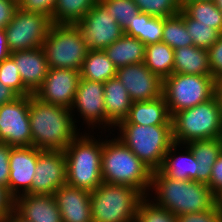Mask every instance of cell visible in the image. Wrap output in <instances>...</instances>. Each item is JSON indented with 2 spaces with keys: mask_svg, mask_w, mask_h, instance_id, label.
I'll return each instance as SVG.
<instances>
[{
  "mask_svg": "<svg viewBox=\"0 0 222 222\" xmlns=\"http://www.w3.org/2000/svg\"><path fill=\"white\" fill-rule=\"evenodd\" d=\"M70 109L45 103L29 95L32 146L41 150L64 151L80 133Z\"/></svg>",
  "mask_w": 222,
  "mask_h": 222,
  "instance_id": "6da1fadb",
  "label": "cell"
},
{
  "mask_svg": "<svg viewBox=\"0 0 222 222\" xmlns=\"http://www.w3.org/2000/svg\"><path fill=\"white\" fill-rule=\"evenodd\" d=\"M151 189L157 195L152 199L156 203L152 202L167 209L176 217L187 213L203 212L216 206V197L207 184L173 179L160 169L152 171Z\"/></svg>",
  "mask_w": 222,
  "mask_h": 222,
  "instance_id": "7a4b0ae2",
  "label": "cell"
},
{
  "mask_svg": "<svg viewBox=\"0 0 222 222\" xmlns=\"http://www.w3.org/2000/svg\"><path fill=\"white\" fill-rule=\"evenodd\" d=\"M101 173L103 182L126 185L150 196L152 170L118 137L102 140Z\"/></svg>",
  "mask_w": 222,
  "mask_h": 222,
  "instance_id": "3957f363",
  "label": "cell"
},
{
  "mask_svg": "<svg viewBox=\"0 0 222 222\" xmlns=\"http://www.w3.org/2000/svg\"><path fill=\"white\" fill-rule=\"evenodd\" d=\"M84 133L78 134L63 151L66 159V184L91 192L103 182L102 140Z\"/></svg>",
  "mask_w": 222,
  "mask_h": 222,
  "instance_id": "277c9868",
  "label": "cell"
},
{
  "mask_svg": "<svg viewBox=\"0 0 222 222\" xmlns=\"http://www.w3.org/2000/svg\"><path fill=\"white\" fill-rule=\"evenodd\" d=\"M118 138L152 171L159 170L174 144L172 125H138L122 120Z\"/></svg>",
  "mask_w": 222,
  "mask_h": 222,
  "instance_id": "5b68a950",
  "label": "cell"
},
{
  "mask_svg": "<svg viewBox=\"0 0 222 222\" xmlns=\"http://www.w3.org/2000/svg\"><path fill=\"white\" fill-rule=\"evenodd\" d=\"M174 143L222 137V114L217 93L209 100L175 113L172 118Z\"/></svg>",
  "mask_w": 222,
  "mask_h": 222,
  "instance_id": "8992f818",
  "label": "cell"
},
{
  "mask_svg": "<svg viewBox=\"0 0 222 222\" xmlns=\"http://www.w3.org/2000/svg\"><path fill=\"white\" fill-rule=\"evenodd\" d=\"M145 197L136 188L102 182L90 192L92 222H131Z\"/></svg>",
  "mask_w": 222,
  "mask_h": 222,
  "instance_id": "52a82bcc",
  "label": "cell"
},
{
  "mask_svg": "<svg viewBox=\"0 0 222 222\" xmlns=\"http://www.w3.org/2000/svg\"><path fill=\"white\" fill-rule=\"evenodd\" d=\"M49 68L80 71L89 52L81 30L76 24H55L42 45Z\"/></svg>",
  "mask_w": 222,
  "mask_h": 222,
  "instance_id": "ba28073f",
  "label": "cell"
},
{
  "mask_svg": "<svg viewBox=\"0 0 222 222\" xmlns=\"http://www.w3.org/2000/svg\"><path fill=\"white\" fill-rule=\"evenodd\" d=\"M219 84L209 75L173 73L163 79L162 95L171 117L184 109L192 108L211 99Z\"/></svg>",
  "mask_w": 222,
  "mask_h": 222,
  "instance_id": "9c48e42d",
  "label": "cell"
},
{
  "mask_svg": "<svg viewBox=\"0 0 222 222\" xmlns=\"http://www.w3.org/2000/svg\"><path fill=\"white\" fill-rule=\"evenodd\" d=\"M51 25L48 16L17 8L4 28L10 52L42 47Z\"/></svg>",
  "mask_w": 222,
  "mask_h": 222,
  "instance_id": "30bf717a",
  "label": "cell"
},
{
  "mask_svg": "<svg viewBox=\"0 0 222 222\" xmlns=\"http://www.w3.org/2000/svg\"><path fill=\"white\" fill-rule=\"evenodd\" d=\"M0 143L10 147L32 146L29 95L18 96L0 106Z\"/></svg>",
  "mask_w": 222,
  "mask_h": 222,
  "instance_id": "8fae6325",
  "label": "cell"
},
{
  "mask_svg": "<svg viewBox=\"0 0 222 222\" xmlns=\"http://www.w3.org/2000/svg\"><path fill=\"white\" fill-rule=\"evenodd\" d=\"M81 30L89 50H104L124 35V29L110 16L98 1L76 24Z\"/></svg>",
  "mask_w": 222,
  "mask_h": 222,
  "instance_id": "7c38bea8",
  "label": "cell"
},
{
  "mask_svg": "<svg viewBox=\"0 0 222 222\" xmlns=\"http://www.w3.org/2000/svg\"><path fill=\"white\" fill-rule=\"evenodd\" d=\"M80 79V71L49 68L42 86L34 95L45 103L71 109Z\"/></svg>",
  "mask_w": 222,
  "mask_h": 222,
  "instance_id": "4fadbf2b",
  "label": "cell"
},
{
  "mask_svg": "<svg viewBox=\"0 0 222 222\" xmlns=\"http://www.w3.org/2000/svg\"><path fill=\"white\" fill-rule=\"evenodd\" d=\"M126 87L132 102L154 100L162 96L163 80L144 64L117 68L115 75Z\"/></svg>",
  "mask_w": 222,
  "mask_h": 222,
  "instance_id": "5bb4252c",
  "label": "cell"
},
{
  "mask_svg": "<svg viewBox=\"0 0 222 222\" xmlns=\"http://www.w3.org/2000/svg\"><path fill=\"white\" fill-rule=\"evenodd\" d=\"M66 184L63 151L42 150L38 155L32 187L26 194H52Z\"/></svg>",
  "mask_w": 222,
  "mask_h": 222,
  "instance_id": "9a60e30c",
  "label": "cell"
},
{
  "mask_svg": "<svg viewBox=\"0 0 222 222\" xmlns=\"http://www.w3.org/2000/svg\"><path fill=\"white\" fill-rule=\"evenodd\" d=\"M73 108H77V111L81 114L80 116L85 123L88 124V127L93 126L91 129H95L97 125L98 127L100 125L103 126L99 128H106L103 83L81 78L70 109L72 116H74Z\"/></svg>",
  "mask_w": 222,
  "mask_h": 222,
  "instance_id": "2e32d148",
  "label": "cell"
},
{
  "mask_svg": "<svg viewBox=\"0 0 222 222\" xmlns=\"http://www.w3.org/2000/svg\"><path fill=\"white\" fill-rule=\"evenodd\" d=\"M41 151V149L33 146L11 147L9 156V194L14 199L26 194L31 189L38 155Z\"/></svg>",
  "mask_w": 222,
  "mask_h": 222,
  "instance_id": "e0dca14e",
  "label": "cell"
},
{
  "mask_svg": "<svg viewBox=\"0 0 222 222\" xmlns=\"http://www.w3.org/2000/svg\"><path fill=\"white\" fill-rule=\"evenodd\" d=\"M53 196L62 222H92L90 191L65 184Z\"/></svg>",
  "mask_w": 222,
  "mask_h": 222,
  "instance_id": "ac0fdd59",
  "label": "cell"
},
{
  "mask_svg": "<svg viewBox=\"0 0 222 222\" xmlns=\"http://www.w3.org/2000/svg\"><path fill=\"white\" fill-rule=\"evenodd\" d=\"M15 61L24 86L32 93L42 86L49 65L42 47L16 51L10 54Z\"/></svg>",
  "mask_w": 222,
  "mask_h": 222,
  "instance_id": "d6986e66",
  "label": "cell"
},
{
  "mask_svg": "<svg viewBox=\"0 0 222 222\" xmlns=\"http://www.w3.org/2000/svg\"><path fill=\"white\" fill-rule=\"evenodd\" d=\"M14 210L29 222H62L52 194H23L14 199Z\"/></svg>",
  "mask_w": 222,
  "mask_h": 222,
  "instance_id": "ffe728a7",
  "label": "cell"
},
{
  "mask_svg": "<svg viewBox=\"0 0 222 222\" xmlns=\"http://www.w3.org/2000/svg\"><path fill=\"white\" fill-rule=\"evenodd\" d=\"M106 127H114L128 117L132 101L126 87L115 76L103 83Z\"/></svg>",
  "mask_w": 222,
  "mask_h": 222,
  "instance_id": "44dd1931",
  "label": "cell"
},
{
  "mask_svg": "<svg viewBox=\"0 0 222 222\" xmlns=\"http://www.w3.org/2000/svg\"><path fill=\"white\" fill-rule=\"evenodd\" d=\"M168 105L163 97L154 100L132 102L127 123L138 125H172Z\"/></svg>",
  "mask_w": 222,
  "mask_h": 222,
  "instance_id": "7402d4cb",
  "label": "cell"
},
{
  "mask_svg": "<svg viewBox=\"0 0 222 222\" xmlns=\"http://www.w3.org/2000/svg\"><path fill=\"white\" fill-rule=\"evenodd\" d=\"M178 146L181 145L174 143L167 151L164 162L160 170L170 178L179 180H192L197 181V162L191 149L185 145V153H176ZM177 156V157H176Z\"/></svg>",
  "mask_w": 222,
  "mask_h": 222,
  "instance_id": "603a6c76",
  "label": "cell"
},
{
  "mask_svg": "<svg viewBox=\"0 0 222 222\" xmlns=\"http://www.w3.org/2000/svg\"><path fill=\"white\" fill-rule=\"evenodd\" d=\"M173 73L212 76L207 50L194 45L174 49Z\"/></svg>",
  "mask_w": 222,
  "mask_h": 222,
  "instance_id": "cb8c5ba5",
  "label": "cell"
},
{
  "mask_svg": "<svg viewBox=\"0 0 222 222\" xmlns=\"http://www.w3.org/2000/svg\"><path fill=\"white\" fill-rule=\"evenodd\" d=\"M145 44L135 37L124 34L103 51L116 68L144 62Z\"/></svg>",
  "mask_w": 222,
  "mask_h": 222,
  "instance_id": "d4e9b609",
  "label": "cell"
},
{
  "mask_svg": "<svg viewBox=\"0 0 222 222\" xmlns=\"http://www.w3.org/2000/svg\"><path fill=\"white\" fill-rule=\"evenodd\" d=\"M197 162V182L207 184L212 174V166L222 153V137L195 140L186 144Z\"/></svg>",
  "mask_w": 222,
  "mask_h": 222,
  "instance_id": "484cf974",
  "label": "cell"
},
{
  "mask_svg": "<svg viewBox=\"0 0 222 222\" xmlns=\"http://www.w3.org/2000/svg\"><path fill=\"white\" fill-rule=\"evenodd\" d=\"M163 28L164 18L139 12L134 16L132 23H129L124 29V34L135 37L148 45L162 41Z\"/></svg>",
  "mask_w": 222,
  "mask_h": 222,
  "instance_id": "4316f807",
  "label": "cell"
},
{
  "mask_svg": "<svg viewBox=\"0 0 222 222\" xmlns=\"http://www.w3.org/2000/svg\"><path fill=\"white\" fill-rule=\"evenodd\" d=\"M117 68L103 50H89L80 70L83 79L104 83L115 77Z\"/></svg>",
  "mask_w": 222,
  "mask_h": 222,
  "instance_id": "83f0119b",
  "label": "cell"
},
{
  "mask_svg": "<svg viewBox=\"0 0 222 222\" xmlns=\"http://www.w3.org/2000/svg\"><path fill=\"white\" fill-rule=\"evenodd\" d=\"M144 64L162 80L173 74L174 49L159 42L145 46Z\"/></svg>",
  "mask_w": 222,
  "mask_h": 222,
  "instance_id": "f1b7e54d",
  "label": "cell"
},
{
  "mask_svg": "<svg viewBox=\"0 0 222 222\" xmlns=\"http://www.w3.org/2000/svg\"><path fill=\"white\" fill-rule=\"evenodd\" d=\"M182 10L192 19L211 25L222 34V12L214 1H181Z\"/></svg>",
  "mask_w": 222,
  "mask_h": 222,
  "instance_id": "f546056e",
  "label": "cell"
},
{
  "mask_svg": "<svg viewBox=\"0 0 222 222\" xmlns=\"http://www.w3.org/2000/svg\"><path fill=\"white\" fill-rule=\"evenodd\" d=\"M99 0H57L53 12L55 24H77Z\"/></svg>",
  "mask_w": 222,
  "mask_h": 222,
  "instance_id": "4dcf8cb0",
  "label": "cell"
},
{
  "mask_svg": "<svg viewBox=\"0 0 222 222\" xmlns=\"http://www.w3.org/2000/svg\"><path fill=\"white\" fill-rule=\"evenodd\" d=\"M173 49L193 45V41L187 32L183 17L176 15L164 18L162 41Z\"/></svg>",
  "mask_w": 222,
  "mask_h": 222,
  "instance_id": "1f68e13d",
  "label": "cell"
},
{
  "mask_svg": "<svg viewBox=\"0 0 222 222\" xmlns=\"http://www.w3.org/2000/svg\"><path fill=\"white\" fill-rule=\"evenodd\" d=\"M183 17L187 32L189 33L193 45L208 50L221 35L215 28L211 25H204L200 22L190 18L183 10L179 12Z\"/></svg>",
  "mask_w": 222,
  "mask_h": 222,
  "instance_id": "d6a6232c",
  "label": "cell"
},
{
  "mask_svg": "<svg viewBox=\"0 0 222 222\" xmlns=\"http://www.w3.org/2000/svg\"><path fill=\"white\" fill-rule=\"evenodd\" d=\"M106 8L111 17L116 18L117 23L125 29L132 23L134 16L140 11L133 0H99Z\"/></svg>",
  "mask_w": 222,
  "mask_h": 222,
  "instance_id": "836d02e7",
  "label": "cell"
},
{
  "mask_svg": "<svg viewBox=\"0 0 222 222\" xmlns=\"http://www.w3.org/2000/svg\"><path fill=\"white\" fill-rule=\"evenodd\" d=\"M139 11L153 17H170L182 10L181 0H133Z\"/></svg>",
  "mask_w": 222,
  "mask_h": 222,
  "instance_id": "e575fe53",
  "label": "cell"
},
{
  "mask_svg": "<svg viewBox=\"0 0 222 222\" xmlns=\"http://www.w3.org/2000/svg\"><path fill=\"white\" fill-rule=\"evenodd\" d=\"M0 82L12 89L18 96L32 95L24 86L17 65L10 56L0 61Z\"/></svg>",
  "mask_w": 222,
  "mask_h": 222,
  "instance_id": "d590c367",
  "label": "cell"
},
{
  "mask_svg": "<svg viewBox=\"0 0 222 222\" xmlns=\"http://www.w3.org/2000/svg\"><path fill=\"white\" fill-rule=\"evenodd\" d=\"M136 220L138 222H177V217L145 197L138 206Z\"/></svg>",
  "mask_w": 222,
  "mask_h": 222,
  "instance_id": "8d00e7d4",
  "label": "cell"
},
{
  "mask_svg": "<svg viewBox=\"0 0 222 222\" xmlns=\"http://www.w3.org/2000/svg\"><path fill=\"white\" fill-rule=\"evenodd\" d=\"M57 0H17V8L48 16L53 23V12Z\"/></svg>",
  "mask_w": 222,
  "mask_h": 222,
  "instance_id": "74e56055",
  "label": "cell"
},
{
  "mask_svg": "<svg viewBox=\"0 0 222 222\" xmlns=\"http://www.w3.org/2000/svg\"><path fill=\"white\" fill-rule=\"evenodd\" d=\"M212 77L220 85L222 83V34L217 41L207 50Z\"/></svg>",
  "mask_w": 222,
  "mask_h": 222,
  "instance_id": "f35d334b",
  "label": "cell"
},
{
  "mask_svg": "<svg viewBox=\"0 0 222 222\" xmlns=\"http://www.w3.org/2000/svg\"><path fill=\"white\" fill-rule=\"evenodd\" d=\"M177 222H222V214L216 206L203 212L187 213L177 216Z\"/></svg>",
  "mask_w": 222,
  "mask_h": 222,
  "instance_id": "ab89813d",
  "label": "cell"
},
{
  "mask_svg": "<svg viewBox=\"0 0 222 222\" xmlns=\"http://www.w3.org/2000/svg\"><path fill=\"white\" fill-rule=\"evenodd\" d=\"M11 147L0 143V185L6 187L9 192V156Z\"/></svg>",
  "mask_w": 222,
  "mask_h": 222,
  "instance_id": "60d3db41",
  "label": "cell"
},
{
  "mask_svg": "<svg viewBox=\"0 0 222 222\" xmlns=\"http://www.w3.org/2000/svg\"><path fill=\"white\" fill-rule=\"evenodd\" d=\"M207 185L215 196L222 191V153L212 166V174Z\"/></svg>",
  "mask_w": 222,
  "mask_h": 222,
  "instance_id": "b9f144b4",
  "label": "cell"
},
{
  "mask_svg": "<svg viewBox=\"0 0 222 222\" xmlns=\"http://www.w3.org/2000/svg\"><path fill=\"white\" fill-rule=\"evenodd\" d=\"M17 9V0H0V29H4L12 20Z\"/></svg>",
  "mask_w": 222,
  "mask_h": 222,
  "instance_id": "7bdbcfd3",
  "label": "cell"
},
{
  "mask_svg": "<svg viewBox=\"0 0 222 222\" xmlns=\"http://www.w3.org/2000/svg\"><path fill=\"white\" fill-rule=\"evenodd\" d=\"M14 210V198L0 185V222Z\"/></svg>",
  "mask_w": 222,
  "mask_h": 222,
  "instance_id": "ee69618b",
  "label": "cell"
},
{
  "mask_svg": "<svg viewBox=\"0 0 222 222\" xmlns=\"http://www.w3.org/2000/svg\"><path fill=\"white\" fill-rule=\"evenodd\" d=\"M18 95L9 87L0 82V106L17 98Z\"/></svg>",
  "mask_w": 222,
  "mask_h": 222,
  "instance_id": "f6af8a7d",
  "label": "cell"
},
{
  "mask_svg": "<svg viewBox=\"0 0 222 222\" xmlns=\"http://www.w3.org/2000/svg\"><path fill=\"white\" fill-rule=\"evenodd\" d=\"M11 52L8 48L6 34L4 29H0V61L7 59Z\"/></svg>",
  "mask_w": 222,
  "mask_h": 222,
  "instance_id": "bcb514c9",
  "label": "cell"
},
{
  "mask_svg": "<svg viewBox=\"0 0 222 222\" xmlns=\"http://www.w3.org/2000/svg\"><path fill=\"white\" fill-rule=\"evenodd\" d=\"M1 222H29L23 217H21L15 210H13L7 217H5Z\"/></svg>",
  "mask_w": 222,
  "mask_h": 222,
  "instance_id": "7dc6e473",
  "label": "cell"
},
{
  "mask_svg": "<svg viewBox=\"0 0 222 222\" xmlns=\"http://www.w3.org/2000/svg\"><path fill=\"white\" fill-rule=\"evenodd\" d=\"M215 197H216V208L222 214V191H220Z\"/></svg>",
  "mask_w": 222,
  "mask_h": 222,
  "instance_id": "c3c4849f",
  "label": "cell"
},
{
  "mask_svg": "<svg viewBox=\"0 0 222 222\" xmlns=\"http://www.w3.org/2000/svg\"><path fill=\"white\" fill-rule=\"evenodd\" d=\"M216 93H217V96H218V99H219V102H220L221 114H222V86L221 85L218 86Z\"/></svg>",
  "mask_w": 222,
  "mask_h": 222,
  "instance_id": "681fc988",
  "label": "cell"
},
{
  "mask_svg": "<svg viewBox=\"0 0 222 222\" xmlns=\"http://www.w3.org/2000/svg\"><path fill=\"white\" fill-rule=\"evenodd\" d=\"M214 2L218 9L222 12V0H214Z\"/></svg>",
  "mask_w": 222,
  "mask_h": 222,
  "instance_id": "f907efd6",
  "label": "cell"
},
{
  "mask_svg": "<svg viewBox=\"0 0 222 222\" xmlns=\"http://www.w3.org/2000/svg\"><path fill=\"white\" fill-rule=\"evenodd\" d=\"M181 1H214V0H181Z\"/></svg>",
  "mask_w": 222,
  "mask_h": 222,
  "instance_id": "816d5d0a",
  "label": "cell"
}]
</instances>
